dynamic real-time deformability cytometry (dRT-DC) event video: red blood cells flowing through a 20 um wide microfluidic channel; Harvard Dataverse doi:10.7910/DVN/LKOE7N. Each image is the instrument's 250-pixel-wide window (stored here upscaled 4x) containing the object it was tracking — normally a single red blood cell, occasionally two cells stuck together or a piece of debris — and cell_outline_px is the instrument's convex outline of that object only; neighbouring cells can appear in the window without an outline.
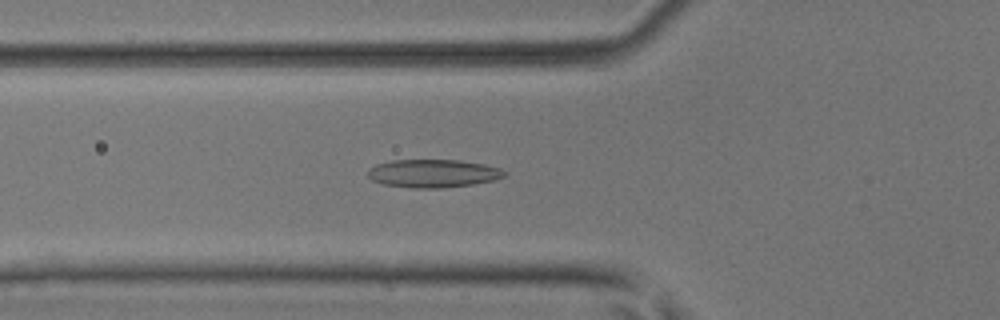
{"species": "common noctule bat (a hibernating species)", "species_latin": "Nyctalus noctula", "temperature_condition": "room temperature", "stored_images_in_passage": 47, "camera_frame_rate_fps": 3000, "um_per_image_px": 0.085, "animal": {"sex": "male", "body_mass_g": 17.9, "forearm_length_mm": 54.2}, "frame": {"image": 1, "passage_image": 16, "time_ms": 5.0, "image_size_px": [1000, 320], "cell_outline_px": [[508, 172], [504, 176], [492, 180], [472, 184], [444, 188], [412, 188], [384, 184], [372, 180], [368, 176], [368, 168], [376, 164], [392, 160], [460, 160], [484, 164], [500, 168]], "centroid_in_image_um": [36.8, 14.73], "position_along_channel_um": 89.0, "area_um2": 22.37}}
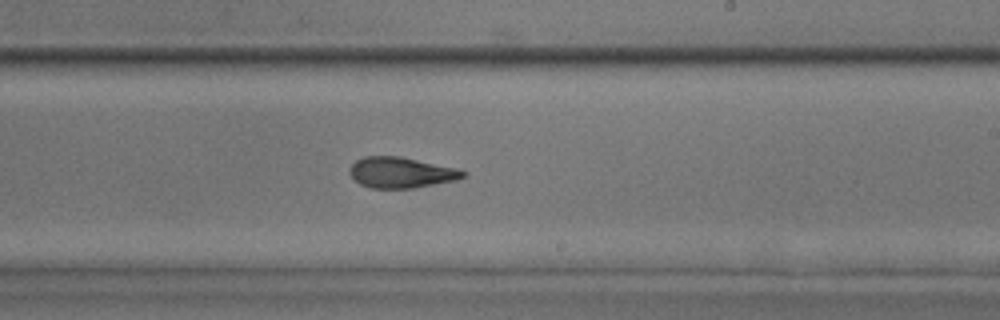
{"frame": {"image": 2, "passage_image": 28, "time_ms": 9.0, "image_size_px": [1000, 320], "cell_outline_px": [[468, 176], [456, 180], [416, 188], [368, 188], [360, 184], [348, 172], [348, 168], [356, 160], [364, 156], [400, 156], [456, 168], [468, 172]], "centroid_in_image_um": [34.1, 14.67], "position_along_channel_um": 254.9, "area_um2": 20.52}}
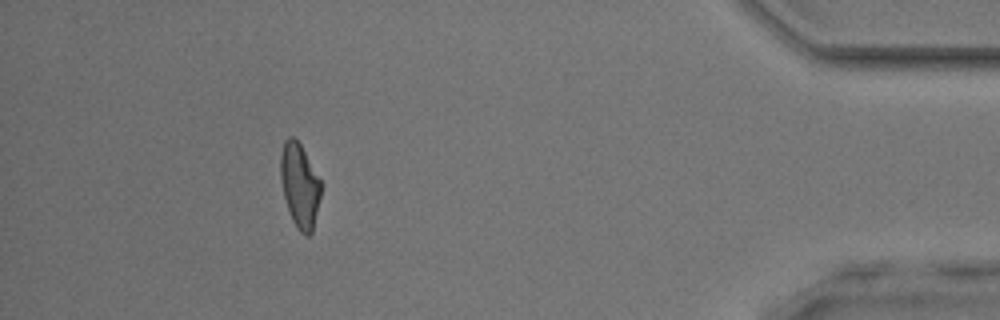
{"frame": {"image": 3, "passage_image": 43, "time_ms": 14.0, "image_size_px": [1000, 320], "cell_outline_px": [[324, 184], [312, 232], [308, 236], [304, 236], [296, 228], [292, 220], [284, 196], [280, 176], [280, 156], [284, 140], [288, 136], [292, 136], [300, 144]], "centroid_in_image_um": [25.5, 15.77], "position_along_channel_um": 409.7, "area_um2": 20.17}, "authors_computed_cell_mechanics": {"area_um2": 20.8658, "velocity_mm_per_s": 4.1507, "shape_relaxation_time_tau1_ms": 10.5132, "shape_relaxation_time_tau2_ms": 2.4065, "deformation_change_tau1": 0.2532, "deformation_change_tau2": 0.1192}}